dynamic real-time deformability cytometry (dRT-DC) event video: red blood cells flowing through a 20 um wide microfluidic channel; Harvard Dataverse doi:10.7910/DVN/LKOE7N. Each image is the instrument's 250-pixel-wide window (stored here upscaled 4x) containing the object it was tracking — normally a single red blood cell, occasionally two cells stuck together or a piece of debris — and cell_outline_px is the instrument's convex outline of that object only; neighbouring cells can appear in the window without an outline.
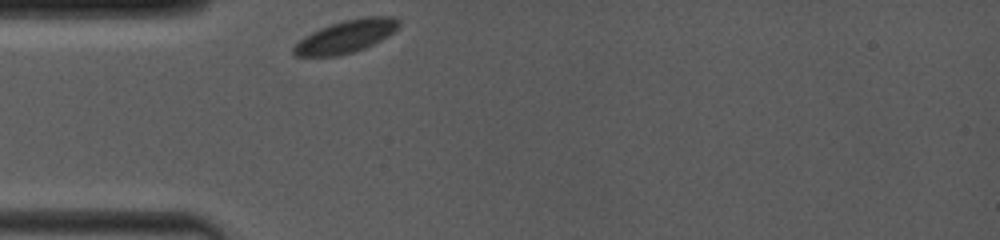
{"species": "common noctule bat (a hibernating species)", "species_latin": "Nyctalus noctula", "temperature_condition": "room temperature", "stored_images_in_passage": 68, "camera_frame_rate_fps": 4000, "um_per_image_px": 0.085, "animal": {"sex": "female", "body_mass_g": 19.0, "forearm_length_mm": 53.3}, "frame": {"image": 1, "passage_image": 1, "time_ms": 0.0, "image_size_px": [1000, 240], "cell_outline_px": [[400, 24], [388, 36], [364, 48], [352, 52], [336, 56], [296, 56], [292, 52], [292, 48], [304, 36], [320, 28], [344, 20], [364, 16], [396, 16], [400, 20]], "centroid_in_image_um": [29.42, 3.08], "position_along_channel_um": 55.6, "area_um2": 19.88}}
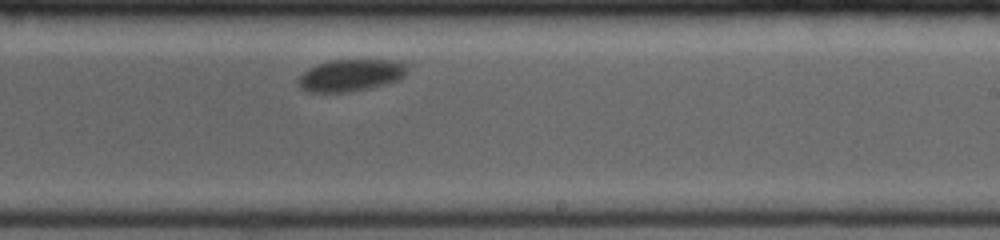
{"frame": {"image": 2, "passage_image": 37, "time_ms": 6.0, "image_size_px": [1000, 240], "cell_outline_px": [[408, 72], [404, 76], [396, 80], [384, 84], [368, 88], [348, 92], [308, 92], [300, 88], [296, 80], [308, 68], [316, 64], [328, 60], [392, 60], [404, 64], [408, 68]], "centroid_in_image_um": [29.76, 6.39], "position_along_channel_um": 259.2, "area_um2": 20.29}}
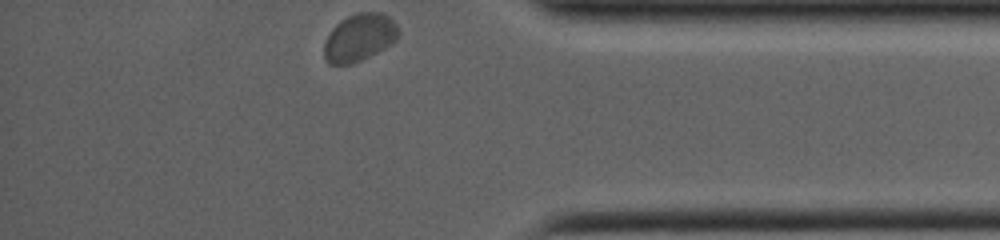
{"frame": {"image": 3, "passage_image": 68, "time_ms": 10.25, "image_size_px": [1000, 240], "cell_outline_px": [[400, 36], [396, 40], [376, 52], [352, 64], [328, 64], [324, 60], [324, 44], [332, 28], [340, 20], [356, 12], [380, 12], [388, 16], [396, 24], [400, 32]], "centroid_in_image_um": [30.54, 3.18], "position_along_channel_um": 404.7, "area_um2": 20.52}}